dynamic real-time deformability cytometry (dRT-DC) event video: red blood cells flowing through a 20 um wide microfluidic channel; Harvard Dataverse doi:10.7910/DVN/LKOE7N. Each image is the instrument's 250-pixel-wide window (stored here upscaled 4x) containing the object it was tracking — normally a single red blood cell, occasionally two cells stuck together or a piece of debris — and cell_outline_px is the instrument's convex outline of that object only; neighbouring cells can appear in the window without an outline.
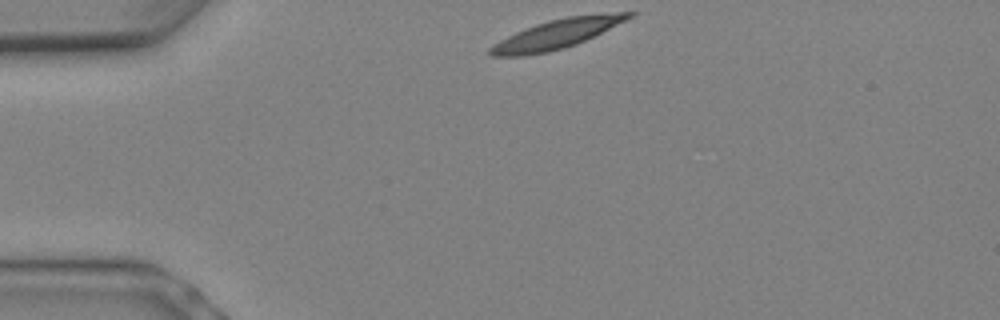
{"species": "Egyptian fruit bat (a non-hibernating species)", "species_latin": "Rousettus aegyptiacus", "temperature_condition": "warm", "stored_images_in_passage": 7, "camera_frame_rate_fps": 3000, "um_per_image_px": 0.085, "animal": {"sex": "female"}, "frame": {"image": 1, "passage_image": 1, "time_ms": 0.0, "image_size_px": [1000, 320], "cell_outline_px": [[636, 12], [632, 16], [576, 44], [564, 48], [548, 52], [524, 56], [492, 56], [488, 52], [488, 48], [492, 44], [516, 32], [536, 24], [548, 20], [568, 16], [616, 12]], "centroid_in_image_um": [47.23, 2.9], "position_along_channel_um": 37.8, "area_um2": 23.12}}
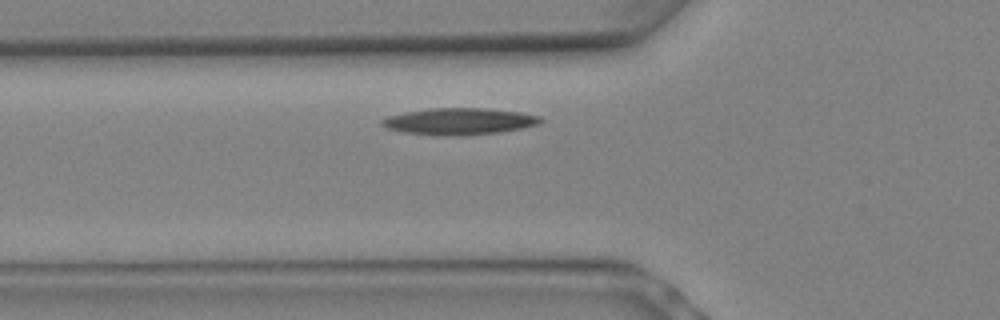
{"frame": {"image": 2, "passage_image": 4, "time_ms": 1.0, "image_size_px": [1000, 320], "cell_outline_px": [[544, 120], [540, 124], [524, 128], [500, 132], [460, 136], [452, 136], [404, 132], [388, 128], [380, 124], [380, 120], [388, 116], [404, 112], [432, 108], [480, 108], [520, 112], [540, 116]], "centroid_in_image_um": [39.07, 10.31], "position_along_channel_um": 86.7, "area_um2": 24.62}}